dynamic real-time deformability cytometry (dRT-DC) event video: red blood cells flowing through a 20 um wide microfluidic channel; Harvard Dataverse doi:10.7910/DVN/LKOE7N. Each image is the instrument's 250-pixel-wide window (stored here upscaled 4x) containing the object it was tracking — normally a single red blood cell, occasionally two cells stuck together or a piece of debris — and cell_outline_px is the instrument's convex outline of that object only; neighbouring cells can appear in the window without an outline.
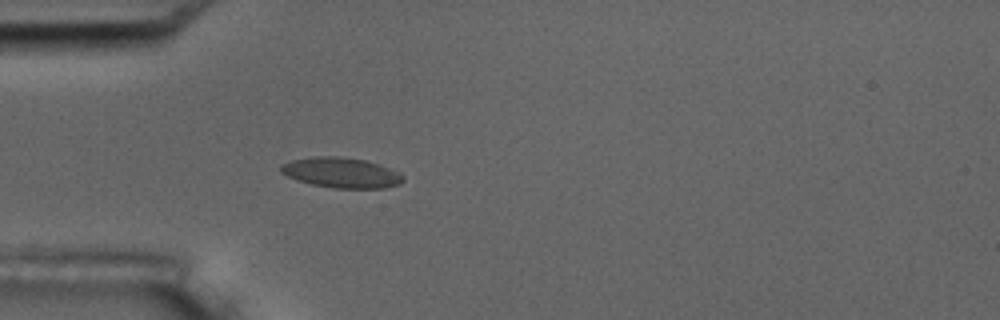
{"species": "common noctule bat (a hibernating species)", "species_latin": "Nyctalus noctula", "temperature_condition": "room temperature", "stored_images_in_passage": 2, "camera_frame_rate_fps": 3000, "um_per_image_px": 0.085, "animal": {"sex": "male", "body_mass_g": 17.5, "forearm_length_mm": 52.3}, "frame": {"image": 1, "passage_image": 2, "time_ms": 1.333, "image_size_px": [1000, 320], "cell_outline_px": [[404, 180], [400, 184], [384, 188], [332, 188], [312, 184], [288, 176], [280, 172], [280, 168], [284, 164], [292, 160], [316, 156], [336, 156], [364, 160], [400, 172], [404, 176]], "centroid_in_image_um": [29.04, 14.68], "position_along_channel_um": 56.0, "area_um2": 21.27}}